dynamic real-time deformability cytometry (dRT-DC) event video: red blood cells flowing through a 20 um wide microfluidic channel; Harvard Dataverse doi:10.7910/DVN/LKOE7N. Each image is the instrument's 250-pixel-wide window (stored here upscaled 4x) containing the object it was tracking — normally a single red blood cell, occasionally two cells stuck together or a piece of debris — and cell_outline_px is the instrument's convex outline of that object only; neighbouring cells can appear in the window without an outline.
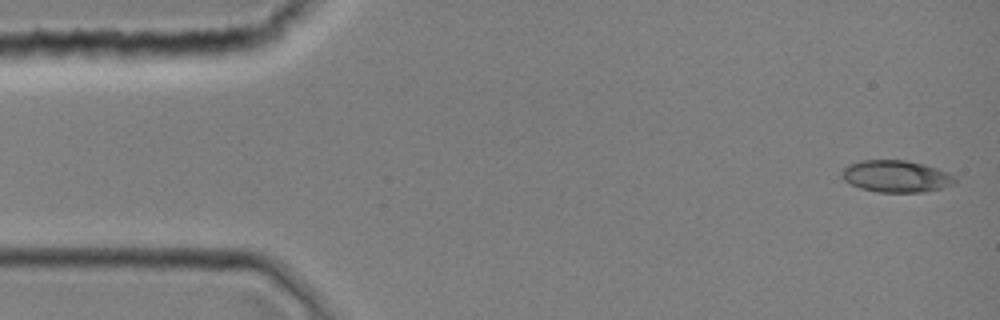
{"species": "common noctule bat (a hibernating species)", "species_latin": "Nyctalus noctula", "temperature_condition": "room temperature", "stored_images_in_passage": 1, "camera_frame_rate_fps": 3000, "um_per_image_px": 0.085, "animal": {"sex": "female", "body_mass_g": 19.0, "forearm_length_mm": 51.5}, "frame": {"image": 1, "passage_image": 1, "time_ms": 0.0, "image_size_px": [1000, 320], "cell_outline_px": [[956, 180], [952, 184], [940, 188], [924, 192], [876, 192], [860, 188], [844, 180], [840, 176], [840, 172], [848, 164], [860, 160], [908, 160], [924, 164], [948, 172], [956, 176]], "centroid_in_image_um": [76.14, 14.97], "position_along_channel_um": 8.9, "area_um2": 21.15}}